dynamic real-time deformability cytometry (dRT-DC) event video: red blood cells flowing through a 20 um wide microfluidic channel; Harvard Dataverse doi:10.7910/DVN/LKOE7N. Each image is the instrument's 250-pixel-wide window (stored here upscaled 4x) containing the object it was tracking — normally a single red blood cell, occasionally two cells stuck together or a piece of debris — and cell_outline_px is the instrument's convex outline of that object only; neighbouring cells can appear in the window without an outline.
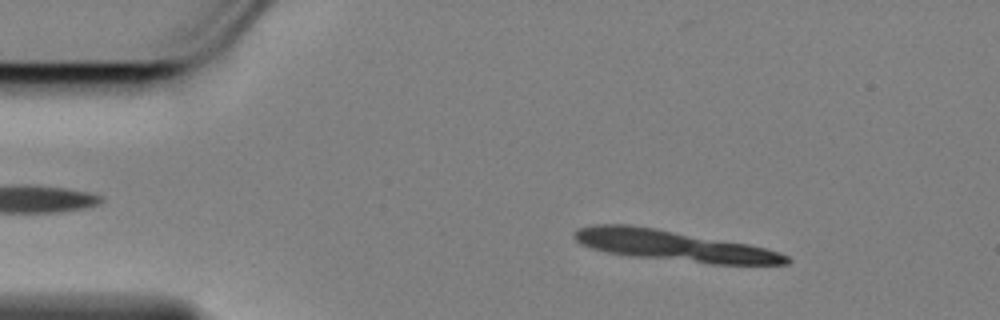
{"species": "Egyptian fruit bat (a non-hibernating species)", "species_latin": "Rousettus aegyptiacus", "temperature_condition": "cold", "stored_images_in_passage": 8, "camera_frame_rate_fps": 3000, "um_per_image_px": 0.085, "animal": {"sex": "female"}, "frame": {"image": 1, "passage_image": 3, "time_ms": 0.667, "image_size_px": [1000, 320], "cell_outline_px": [[792, 260], [788, 264], [712, 264], [632, 256], [608, 252], [592, 248], [580, 244], [572, 236], [572, 232], [576, 228], [592, 224], [628, 224], [656, 228], [748, 244], [768, 248], [780, 252], [788, 256]], "centroid_in_image_um": [57.23, 20.87], "position_along_channel_um": 27.8, "area_um2": 37.97}}